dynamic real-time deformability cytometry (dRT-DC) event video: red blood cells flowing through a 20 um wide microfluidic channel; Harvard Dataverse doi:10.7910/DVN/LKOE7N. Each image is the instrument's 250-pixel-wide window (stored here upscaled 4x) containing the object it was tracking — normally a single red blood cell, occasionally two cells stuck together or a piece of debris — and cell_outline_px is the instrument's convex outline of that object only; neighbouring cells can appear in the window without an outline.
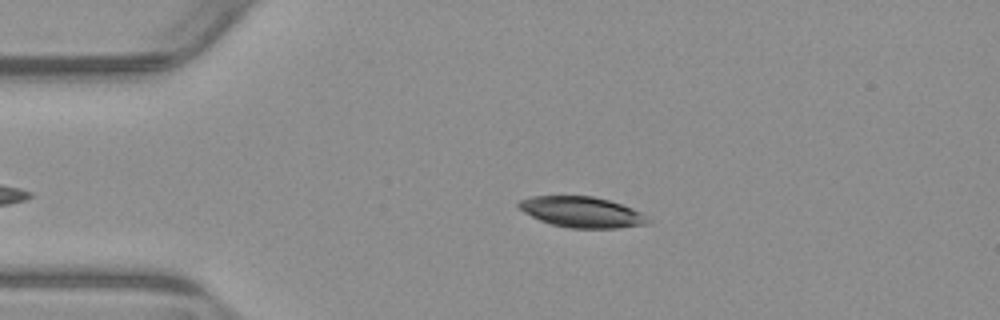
{"species": "common noctule bat (a hibernating species)", "species_latin": "Nyctalus noctula", "temperature_condition": "warm", "stored_images_in_passage": 41, "camera_frame_rate_fps": 3000, "um_per_image_px": 0.085, "animal": {"sex": "male", "body_mass_g": 23.1, "forearm_length_mm": 52.7}, "frame": {"image": 1, "passage_image": 5, "time_ms": 1.333, "image_size_px": [1000, 320], "cell_outline_px": [[652, 220], [648, 224], [620, 228], [572, 228], [552, 224], [540, 220], [516, 208], [516, 204], [520, 200], [532, 196], [592, 196], [608, 200], [632, 208], [640, 212]], "centroid_in_image_um": [49.45, 18.03], "position_along_channel_um": 35.5, "area_um2": 23.12}}
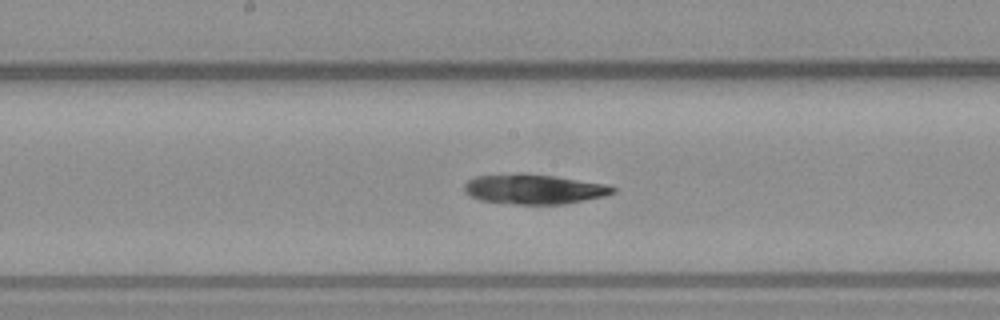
{"frame": {"image": 2, "passage_image": 21, "time_ms": 6.667, "image_size_px": [1000, 320], "cell_outline_px": [[616, 192], [604, 196], [564, 204], [516, 204], [480, 200], [464, 192], [464, 184], [468, 180], [476, 176], [520, 172], [524, 172], [556, 176], [608, 184], [616, 188]], "centroid_in_image_um": [45.4, 16.05], "position_along_channel_um": 202.8, "area_um2": 26.13}}
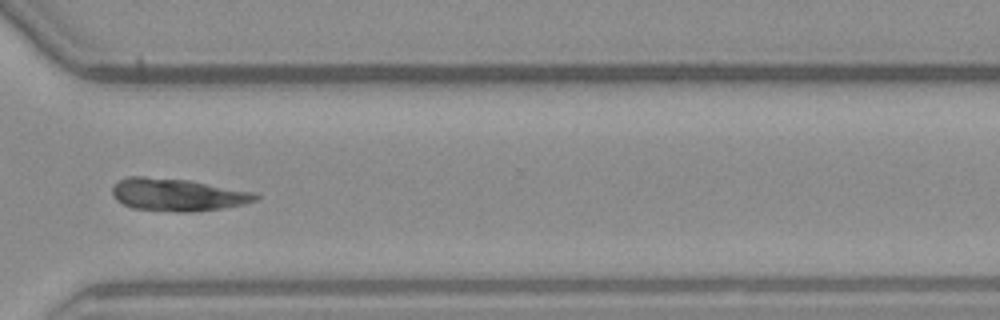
{"frame": {"image": 3, "passage_image": 33, "time_ms": 10.667, "image_size_px": [1000, 320], "cell_outline_px": [[260, 196], [256, 200], [244, 204], [224, 208], [192, 212], [176, 212], [132, 208], [116, 200], [112, 196], [112, 188], [120, 180], [128, 176], [144, 176], [188, 180], [260, 192]], "centroid_in_image_um": [15.15, 16.55], "position_along_channel_um": 355.5, "area_um2": 27.51}, "authors_computed_cell_mechanics": {"area_um2": 25.3742, "velocity_mm_per_s": 3.8297, "shape_relaxation_time_tau1_ms": 5.8816, "shape_relaxation_time_tau2_ms": null, "deformation_change_tau1": 0.1029, "deformation_change_tau2": null}}